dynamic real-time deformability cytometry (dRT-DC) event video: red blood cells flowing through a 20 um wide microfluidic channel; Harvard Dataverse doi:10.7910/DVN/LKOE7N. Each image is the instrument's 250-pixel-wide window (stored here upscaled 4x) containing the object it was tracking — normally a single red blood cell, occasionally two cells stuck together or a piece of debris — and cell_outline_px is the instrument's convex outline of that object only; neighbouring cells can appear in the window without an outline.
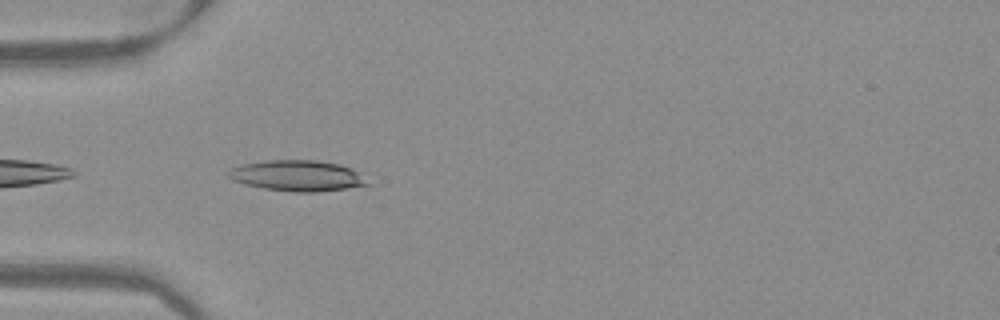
{"species": "Egyptian fruit bat (a non-hibernating species)", "species_latin": "Rousettus aegyptiacus", "temperature_condition": "warm", "stored_images_in_passage": 4, "camera_frame_rate_fps": 3000, "um_per_image_px": 0.085, "frame": {"image": 1, "passage_image": 2, "time_ms": 0.333, "image_size_px": [1000, 320], "cell_outline_px": [[372, 184], [316, 192], [292, 192], [264, 188], [244, 184], [232, 180], [224, 172], [232, 168], [244, 164], [268, 160], [316, 160], [340, 164], [356, 172]], "centroid_in_image_um": [25.22, 14.93], "position_along_channel_um": 59.8, "area_um2": 24.74}}